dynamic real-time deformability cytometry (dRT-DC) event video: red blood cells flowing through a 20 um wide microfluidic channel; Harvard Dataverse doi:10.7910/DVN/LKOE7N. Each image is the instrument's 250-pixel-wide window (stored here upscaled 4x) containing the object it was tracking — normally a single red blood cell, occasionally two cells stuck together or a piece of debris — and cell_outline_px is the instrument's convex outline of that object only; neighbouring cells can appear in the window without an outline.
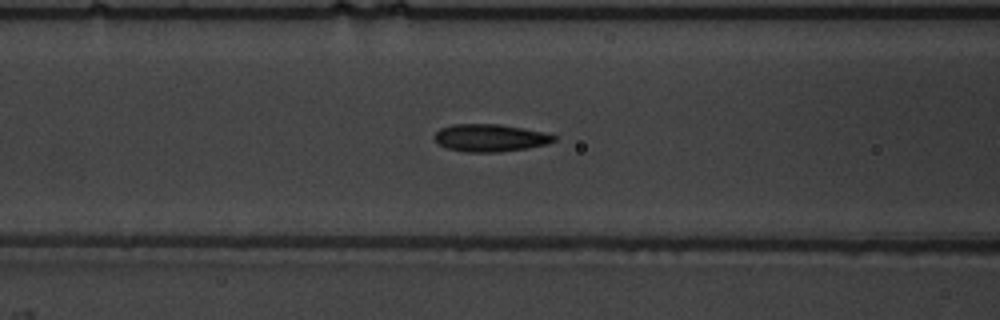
{"species": "common noctule bat (a hibernating species)", "species_latin": "Nyctalus noctula", "temperature_condition": "warm", "stored_images_in_passage": 56, "camera_frame_rate_fps": 3000, "um_per_image_px": 0.085, "animal": {"sex": "male", "body_mass_g": 19.5, "forearm_length_mm": 54.6}, "frame": {"image": 1, "passage_image": 24, "time_ms": 7.667, "image_size_px": [1000, 320], "cell_outline_px": [[556, 140], [548, 144], [528, 148], [500, 152], [468, 152], [448, 148], [440, 144], [432, 136], [440, 128], [452, 124], [500, 124], [524, 128], [544, 132], [556, 136]], "centroid_in_image_um": [41.68, 11.71], "position_along_channel_um": 124.9, "area_um2": 19.19}}
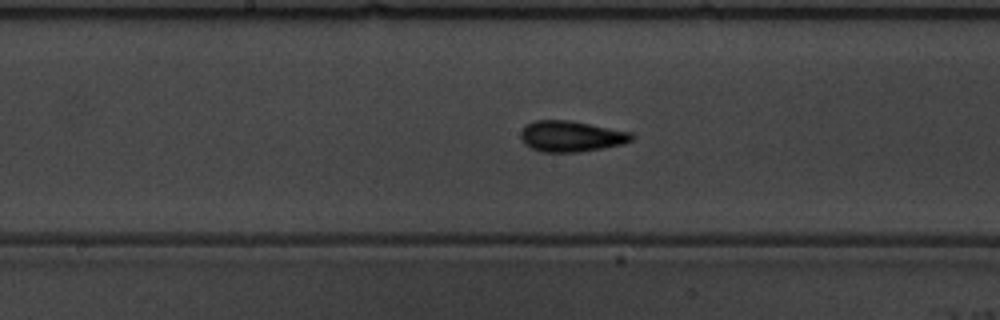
{"frame": {"image": 2, "passage_image": 30, "time_ms": 9.667, "image_size_px": [1000, 320], "cell_outline_px": [[636, 136], [632, 140], [620, 144], [600, 148], [576, 152], [540, 152], [524, 144], [520, 136], [520, 132], [528, 124], [536, 120], [572, 120], [632, 132]], "centroid_in_image_um": [48.55, 11.57], "position_along_channel_um": 199.7, "area_um2": 19.94}}
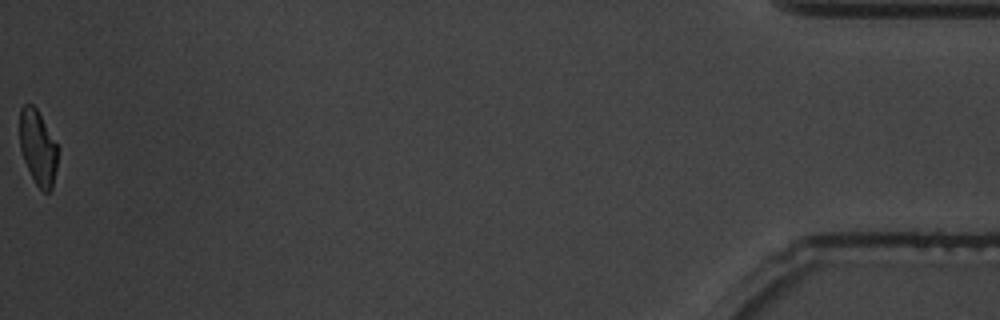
{"frame": {"image": 3, "passage_image": 56, "time_ms": 18.333, "image_size_px": [1000, 320], "cell_outline_px": [[60, 148], [52, 188], [48, 192], [44, 192], [36, 184], [24, 160], [20, 148], [20, 108], [24, 104], [32, 104], [36, 108]], "centroid_in_image_um": [3.24, 12.53], "position_along_channel_um": 432.0, "area_um2": 16.65}, "authors_computed_cell_mechanics": {"area_um2": 18.496, "velocity_mm_per_s": 3.7336, "shape_relaxation_time_tau1_ms": 5.3779, "shape_relaxation_time_tau2_ms": 1.7355, "deformation_change_tau1": 0.1894, "deformation_change_tau2": 0.0924}}